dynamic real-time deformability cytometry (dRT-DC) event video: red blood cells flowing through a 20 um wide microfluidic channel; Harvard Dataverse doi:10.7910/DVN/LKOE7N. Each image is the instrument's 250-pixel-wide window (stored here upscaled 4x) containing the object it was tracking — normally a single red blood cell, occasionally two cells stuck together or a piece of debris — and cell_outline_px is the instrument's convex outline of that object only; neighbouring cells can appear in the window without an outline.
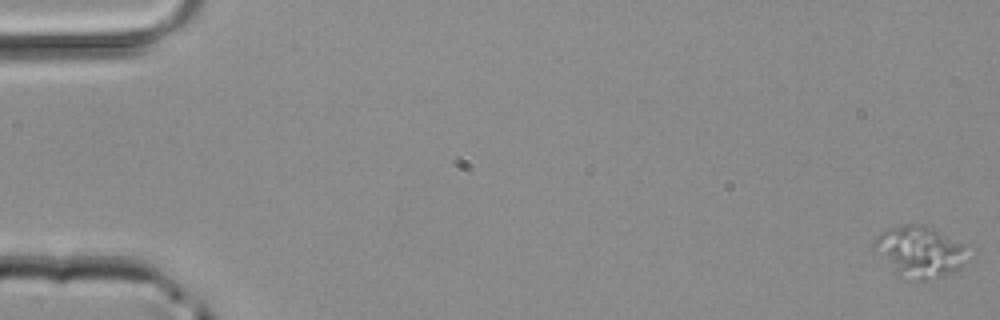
{"species": "common noctule bat (a hibernating species)", "species_latin": "Nyctalus noctula", "temperature_condition": "room temperature", "stored_images_in_passage": 48, "camera_frame_rate_fps": 3000, "um_per_image_px": 0.085, "animal": {"sex": "male", "body_mass_g": 20.4}, "frame": {"image": 1, "passage_image": 1, "time_ms": 0.0, "image_size_px": [1000, 320], "cell_outline_px": [[968, 264], [944, 276], [924, 280], [904, 280], [896, 276], [872, 248], [872, 240], [880, 232], [888, 228], [904, 224], [924, 224], [964, 244], [968, 260]], "centroid_in_image_um": [78.13, 21.42], "position_along_channel_um": 6.9, "area_um2": 28.61}}
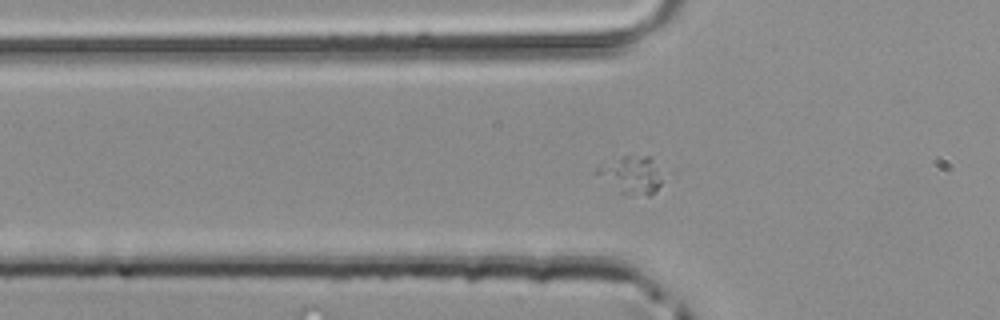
{"frame": {"image": 2, "passage_image": 17, "time_ms": 5.333, "image_size_px": [1000, 320], "cell_outline_px": [[676, 172], [656, 192], [648, 196], [596, 176], [592, 172], [600, 164], [624, 156], [652, 156]], "centroid_in_image_um": [54.05, 14.73], "position_along_channel_um": 71.7, "area_um2": 14.97}}
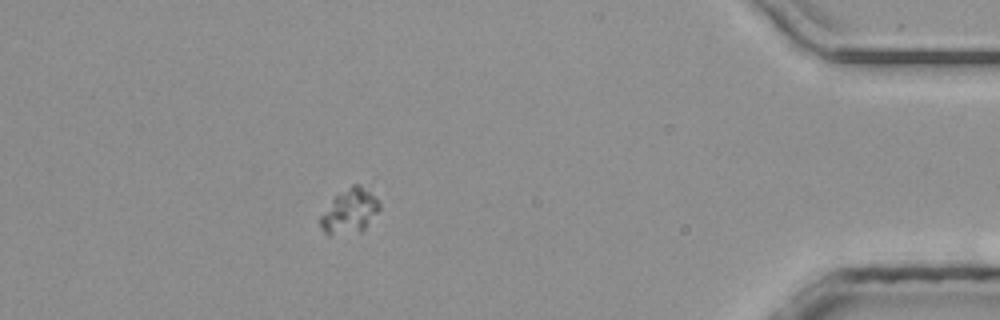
{"frame": {"image": 3, "passage_image": 43, "time_ms": 14.0, "image_size_px": [1000, 320], "cell_outline_px": [[380, 208], [364, 228], [360, 232], [328, 236], [324, 232], [320, 224], [320, 216], [332, 200], [336, 196], [352, 184], [360, 184], [380, 204]], "centroid_in_image_um": [29.68, 17.99], "position_along_channel_um": 405.5, "area_um2": 14.91}}